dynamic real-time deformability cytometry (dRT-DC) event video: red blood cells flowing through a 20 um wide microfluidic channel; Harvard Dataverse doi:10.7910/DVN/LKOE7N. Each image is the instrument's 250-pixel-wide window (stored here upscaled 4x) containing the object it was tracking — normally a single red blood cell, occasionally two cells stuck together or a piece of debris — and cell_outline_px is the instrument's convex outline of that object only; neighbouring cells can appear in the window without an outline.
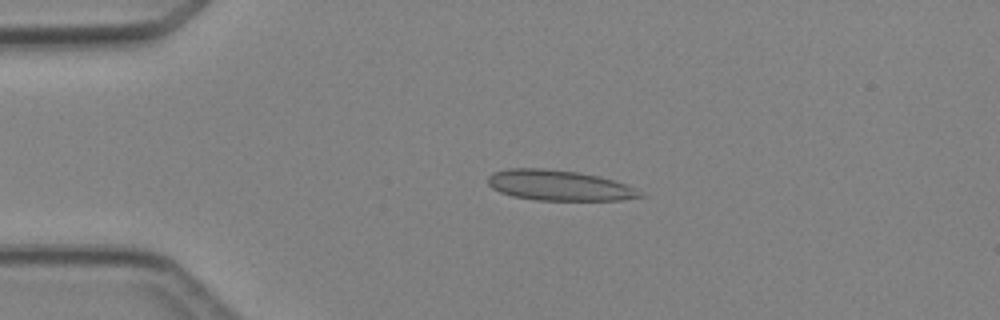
{"species": "Egyptian fruit bat (a non-hibernating species)", "species_latin": "Rousettus aegyptiacus", "temperature_condition": "cold", "stored_images_in_passage": 4, "camera_frame_rate_fps": 3000, "um_per_image_px": 0.085, "animal": {"sex": "female"}, "frame": {"image": 1, "passage_image": 3, "time_ms": 2.667, "image_size_px": [1000, 320], "cell_outline_px": [[644, 196], [620, 200], [536, 200], [512, 196], [500, 192], [492, 188], [488, 184], [488, 176], [492, 172], [508, 168], [544, 168], [580, 172], [600, 176], [628, 184], [640, 192]], "centroid_in_image_um": [47.5, 15.75], "position_along_channel_um": 37.5, "area_um2": 27.17}}